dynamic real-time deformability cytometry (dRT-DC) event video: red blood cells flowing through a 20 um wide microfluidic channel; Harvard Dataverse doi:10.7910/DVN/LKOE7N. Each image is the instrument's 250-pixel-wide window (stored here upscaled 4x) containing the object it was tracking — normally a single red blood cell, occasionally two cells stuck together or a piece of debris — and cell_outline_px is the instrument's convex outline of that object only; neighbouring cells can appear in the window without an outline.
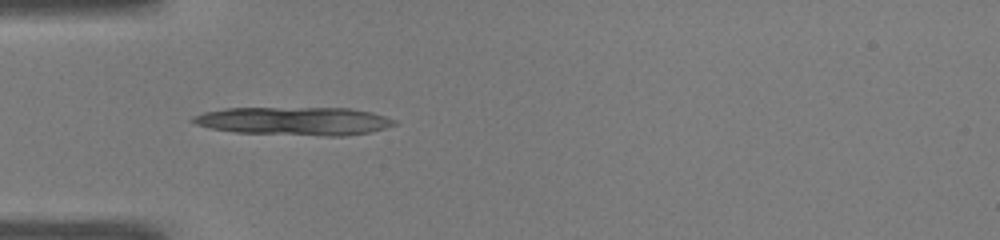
{"species": "common noctule bat (a hibernating species)", "species_latin": "Nyctalus noctula", "temperature_condition": "warm", "stored_images_in_passage": 36, "camera_frame_rate_fps": 3000, "um_per_image_px": 0.085, "animal": {"sex": "male", "body_mass_g": 19.0, "forearm_length_mm": 50.8}, "frame": {"image": 1, "passage_image": 1, "time_ms": 0.0, "image_size_px": [1000, 240], "cell_outline_px": [[396, 124], [384, 128], [368, 132], [344, 136], [324, 136], [236, 132], [212, 128], [196, 124], [188, 120], [192, 116], [204, 112], [224, 108], [348, 108], [372, 112], [396, 120]], "centroid_in_image_um": [25.0, 10.28], "position_along_channel_um": 60.0, "area_um2": 33.06}}
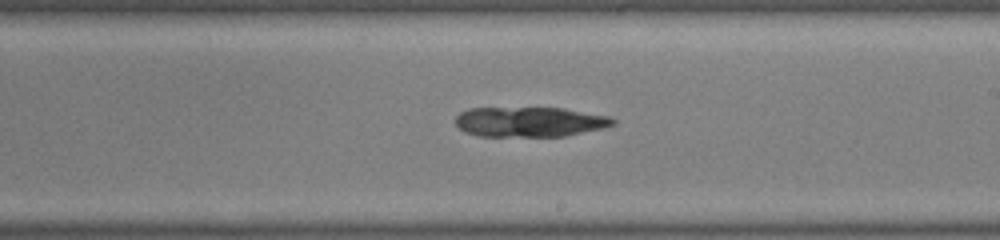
{"frame": {"image": 2, "passage_image": 15, "time_ms": 4.667, "image_size_px": [1000, 240], "cell_outline_px": [[616, 124], [604, 128], [564, 136], [480, 136], [464, 132], [456, 124], [456, 116], [460, 112], [468, 108], [564, 108], [608, 116], [616, 120]], "centroid_in_image_um": [45.03, 10.35], "position_along_channel_um": 244.0, "area_um2": 27.51}}
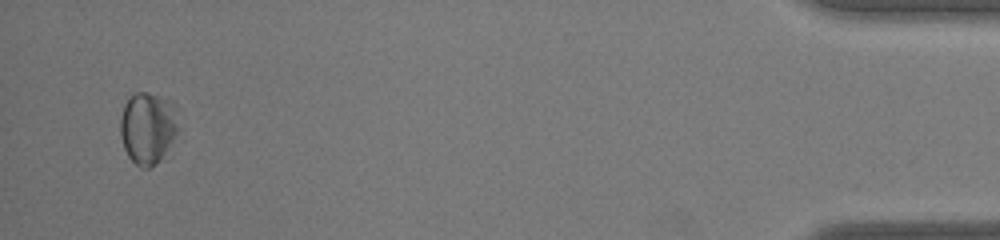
{"frame": {"image": 3, "passage_image": 34, "time_ms": 11.0, "image_size_px": [1000, 240], "cell_outline_px": [[176, 132], [160, 160], [156, 164], [148, 168], [140, 168], [128, 156], [124, 148], [120, 132], [120, 120], [124, 104], [136, 92], [148, 92], [172, 100], [176, 104]], "centroid_in_image_um": [12.54, 10.84], "position_along_channel_um": 422.7, "area_um2": 24.04}}